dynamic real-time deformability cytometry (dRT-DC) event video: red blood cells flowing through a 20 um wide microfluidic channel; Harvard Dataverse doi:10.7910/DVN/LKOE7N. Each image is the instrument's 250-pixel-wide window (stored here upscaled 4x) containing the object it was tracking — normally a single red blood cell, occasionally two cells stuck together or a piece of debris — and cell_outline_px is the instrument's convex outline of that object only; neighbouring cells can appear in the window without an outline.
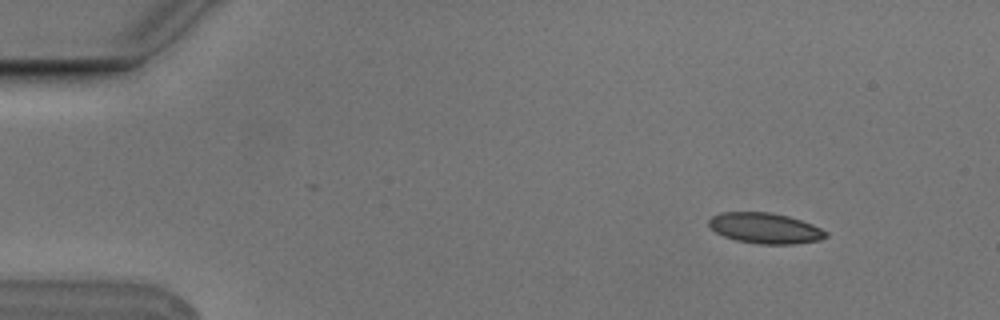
{"species": "Egyptian fruit bat (a non-hibernating species)", "species_latin": "Rousettus aegyptiacus", "temperature_condition": "cold", "stored_images_in_passage": 4, "camera_frame_rate_fps": 3000, "um_per_image_px": 0.085, "animal": {"sex": "male"}, "frame": {"image": 1, "passage_image": 1, "time_ms": 0.0, "image_size_px": [1000, 320], "cell_outline_px": [[828, 236], [820, 240], [796, 244], [760, 244], [736, 240], [724, 236], [716, 232], [708, 224], [708, 220], [712, 216], [724, 212], [768, 212], [788, 216], [812, 224], [828, 232]], "centroid_in_image_um": [65.05, 19.4], "position_along_channel_um": 19.9, "area_um2": 20.81}}